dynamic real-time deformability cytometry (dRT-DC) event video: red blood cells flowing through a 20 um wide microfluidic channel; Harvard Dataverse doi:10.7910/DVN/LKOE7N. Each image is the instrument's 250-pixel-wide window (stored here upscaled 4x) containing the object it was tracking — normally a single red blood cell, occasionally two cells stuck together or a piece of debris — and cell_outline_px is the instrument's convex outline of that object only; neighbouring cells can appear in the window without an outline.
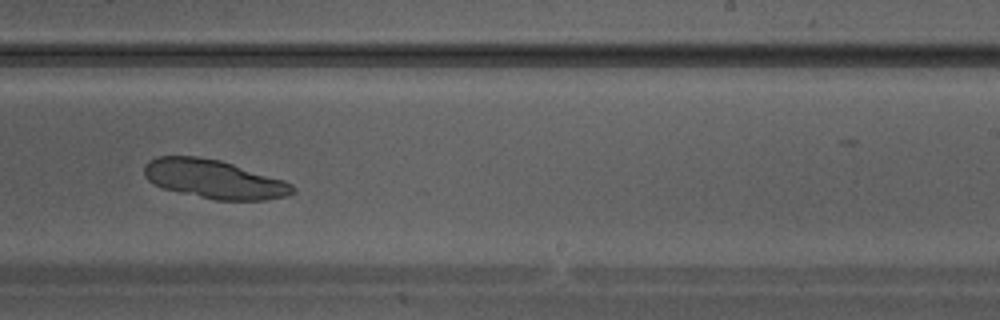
{"species": "Egyptian fruit bat (a non-hibernating species)", "species_latin": "Rousettus aegyptiacus", "temperature_condition": "warm", "stored_images_in_passage": 33, "camera_frame_rate_fps": 3000, "um_per_image_px": 0.085, "animal": {"sex": "male"}, "frame": {"image": 1, "passage_image": 19, "time_ms": 6.0, "image_size_px": [1000, 320], "cell_outline_px": [[296, 188], [288, 196], [268, 200], [216, 200], [180, 192], [164, 188], [152, 184], [144, 176], [144, 164], [148, 160], [156, 156], [196, 156], [220, 160], [284, 180], [292, 184]], "centroid_in_image_um": [18.18, 15.22], "position_along_channel_um": 270.8, "area_um2": 33.52}}